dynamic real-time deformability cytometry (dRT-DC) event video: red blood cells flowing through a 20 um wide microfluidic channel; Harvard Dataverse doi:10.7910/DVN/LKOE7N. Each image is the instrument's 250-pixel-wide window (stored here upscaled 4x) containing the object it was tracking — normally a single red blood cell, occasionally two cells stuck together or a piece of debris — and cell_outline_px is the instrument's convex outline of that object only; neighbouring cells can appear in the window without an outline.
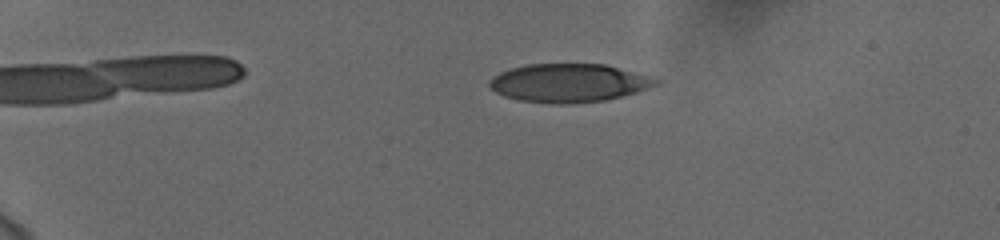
{"species": "human", "species_latin": "Homo sapiens", "temperature_condition": "cold", "stored_images_in_passage": 48, "camera_frame_rate_fps": 3000, "um_per_image_px": 0.085, "donor": {"sex": "female"}, "frame": {"image": 1, "passage_image": 5, "time_ms": 1.333, "image_size_px": [1000, 240], "cell_outline_px": [[660, 84], [636, 92], [604, 100], [572, 104], [556, 104], [520, 100], [504, 96], [496, 92], [488, 84], [492, 76], [500, 72], [512, 68], [528, 64], [604, 64], [660, 80]], "centroid_in_image_um": [48.31, 7.06], "position_along_channel_um": 36.7, "area_um2": 36.88}}
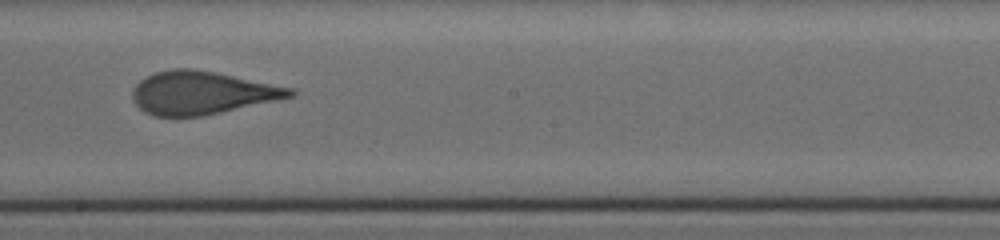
{"frame": {"image": 2, "passage_image": 27, "time_ms": 8.667, "image_size_px": [1000, 240], "cell_outline_px": [[296, 92], [292, 96], [276, 100], [204, 116], [152, 116], [144, 112], [132, 100], [132, 92], [136, 84], [140, 80], [156, 72], [172, 68], [192, 68], [216, 72], [292, 88]], "centroid_in_image_um": [17.11, 7.89], "position_along_channel_um": 231.1, "area_um2": 39.3}}
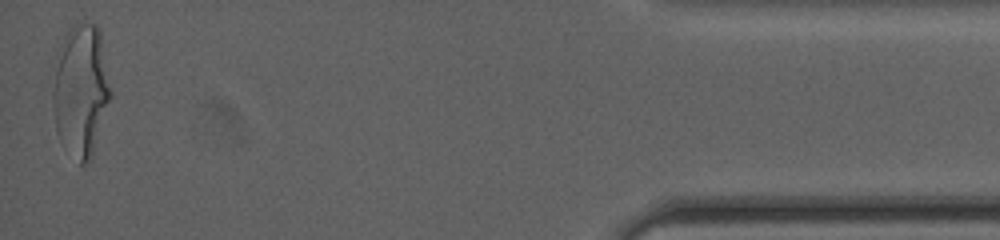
{"frame": {"image": 3, "passage_image": 48, "time_ms": 15.667, "image_size_px": [1000, 240], "cell_outline_px": [[112, 96], [92, 160], [84, 164], [80, 164], [56, 132], [52, 100], [52, 92], [56, 72], [64, 36], [72, 24], [76, 20], [96, 24], [100, 32], [112, 92]], "centroid_in_image_um": [6.92, 7.68], "position_along_channel_um": 428.3, "area_um2": 44.39}, "authors_computed_cell_mechanics": {"area_um2": 39.593, "velocity_mm_per_s": 3.7369, "shape_relaxation_time_tau1_ms": 5.1407, "shape_relaxation_time_tau2_ms": 0.7683, "deformation_change_tau1": 0.1885, "deformation_change_tau2": 0.0923}}